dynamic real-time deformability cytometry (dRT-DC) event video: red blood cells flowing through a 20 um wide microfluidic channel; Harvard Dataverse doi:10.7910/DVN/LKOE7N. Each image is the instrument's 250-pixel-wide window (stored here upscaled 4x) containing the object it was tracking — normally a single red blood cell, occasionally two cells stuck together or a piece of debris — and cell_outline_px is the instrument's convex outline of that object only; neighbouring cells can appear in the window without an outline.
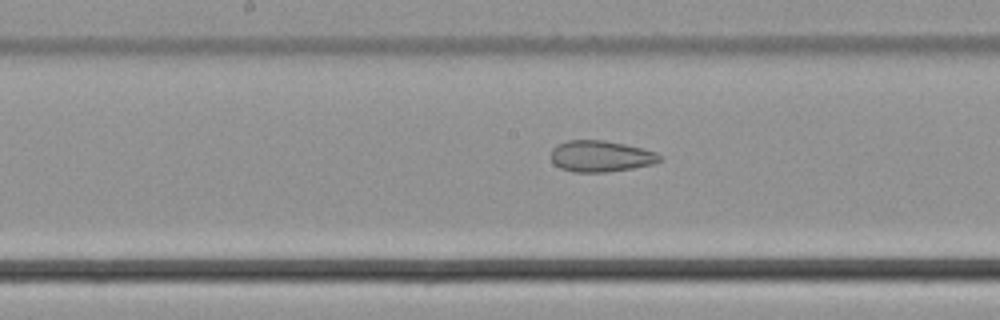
{"species": "common noctule bat (a hibernating species)", "species_latin": "Nyctalus noctula", "temperature_condition": "cold", "stored_images_in_passage": 40, "camera_frame_rate_fps": 3000, "um_per_image_px": 0.085, "animal": {"sex": "male", "body_mass_g": 21.5, "forearm_length_mm": 52.0}, "frame": {"image": 1, "passage_image": 15, "time_ms": 4.667, "image_size_px": [1000, 320], "cell_outline_px": [[660, 160], [652, 164], [632, 168], [604, 172], [576, 172], [560, 168], [552, 164], [552, 148], [568, 140], [604, 140], [624, 144], [656, 152], [660, 156]], "centroid_in_image_um": [51.03, 13.28], "position_along_channel_um": 197.2, "area_um2": 19.54}}
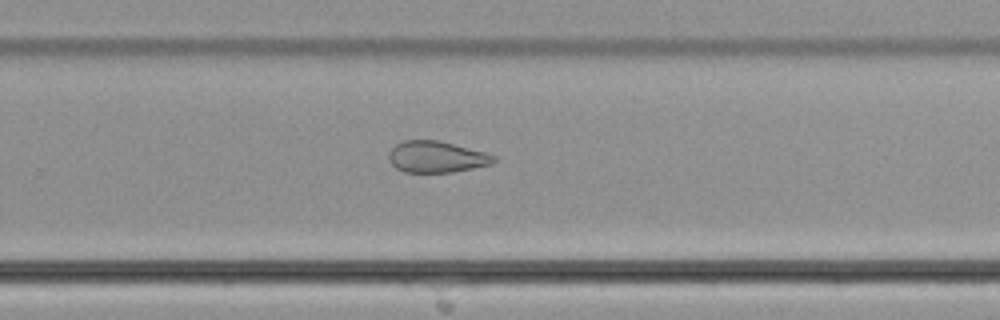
{"frame": {"image": 2, "passage_image": 22, "time_ms": 7.0, "image_size_px": [1000, 320], "cell_outline_px": [[496, 160], [492, 164], [452, 172], [404, 172], [396, 168], [388, 160], [388, 152], [396, 144], [404, 140], [440, 140], [484, 152], [496, 156]], "centroid_in_image_um": [37.08, 13.33], "position_along_channel_um": 292.7, "area_um2": 19.25}}
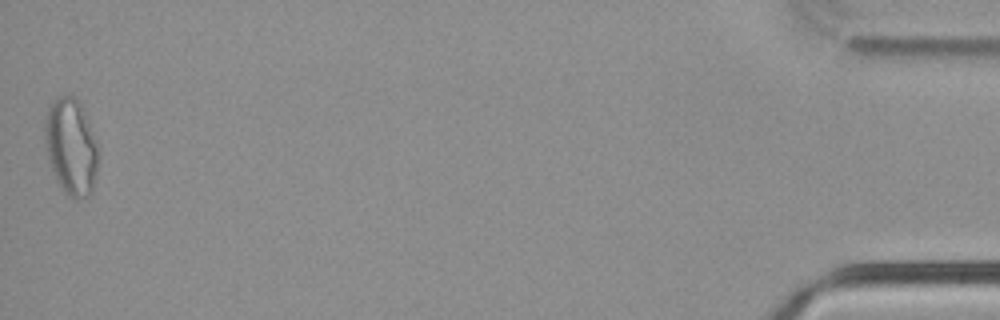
{"frame": {"image": 3, "passage_image": 39, "time_ms": 12.667, "image_size_px": [1000, 320], "cell_outline_px": [[100, 156], [96, 176], [92, 192], [88, 196], [68, 196], [64, 192], [56, 180], [44, 144], [44, 128], [48, 104], [52, 100], [68, 92], [76, 96], [88, 120], [96, 140]], "centroid_in_image_um": [6.04, 12.41], "position_along_channel_um": 429.2, "area_um2": 30.46}}